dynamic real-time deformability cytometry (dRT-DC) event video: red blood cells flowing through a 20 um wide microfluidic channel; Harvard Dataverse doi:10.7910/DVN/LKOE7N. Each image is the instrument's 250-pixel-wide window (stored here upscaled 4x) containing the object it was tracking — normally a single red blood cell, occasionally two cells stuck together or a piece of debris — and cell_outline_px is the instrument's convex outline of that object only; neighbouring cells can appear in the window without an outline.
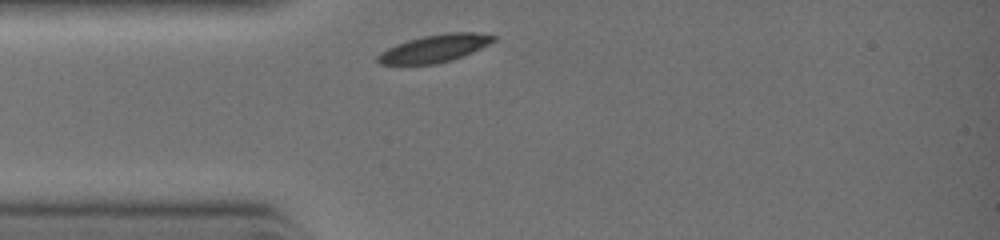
{"species": "common noctule bat (a hibernating species)", "species_latin": "Nyctalus noctula", "temperature_condition": "warm", "stored_images_in_passage": 20, "camera_frame_rate_fps": 3000, "um_per_image_px": 0.085, "animal": {"sex": "female", "body_mass_g": 19.0, "forearm_length_mm": 51.5}, "frame": {"image": 1, "passage_image": 1, "time_ms": 0.0, "image_size_px": [1000, 240], "cell_outline_px": [[496, 40], [472, 52], [436, 64], [380, 64], [376, 60], [376, 56], [380, 52], [396, 44], [408, 40], [424, 36], [448, 32], [472, 32], [496, 36]], "centroid_in_image_um": [36.9, 4.11], "position_along_channel_um": 48.1, "area_um2": 18.26}}
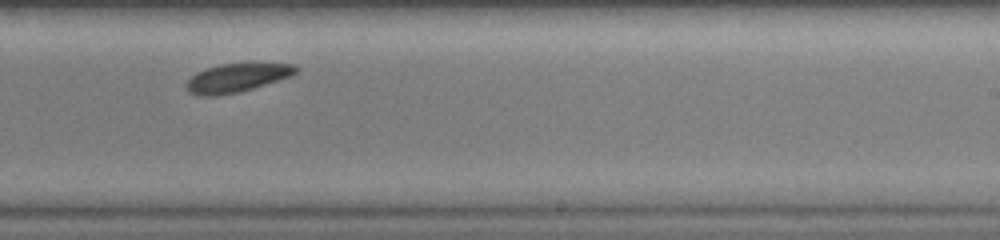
{"frame": {"image": 2, "passage_image": 13, "time_ms": 4.0, "image_size_px": [1000, 240], "cell_outline_px": [[300, 68], [292, 76], [240, 92], [212, 96], [208, 96], [192, 92], [184, 84], [196, 72], [220, 64], [292, 64]], "centroid_in_image_um": [20.16, 6.61], "position_along_channel_um": 268.8, "area_um2": 17.8}}
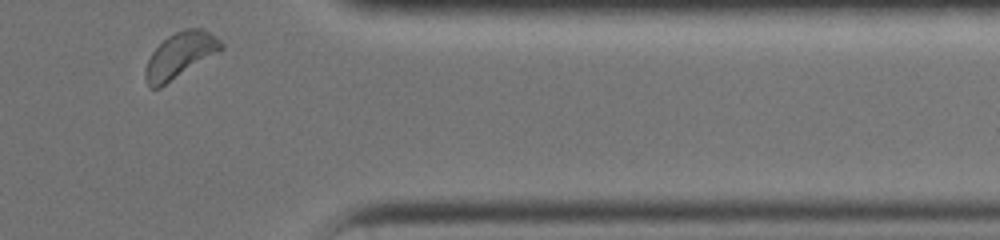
{"frame": {"image": 3, "passage_image": 20, "time_ms": 6.333, "image_size_px": [1000, 240], "cell_outline_px": [[224, 48], [160, 88], [148, 88], [144, 76], [144, 72], [148, 60], [152, 52], [168, 36], [184, 28], [204, 28], [216, 36], [224, 44]], "centroid_in_image_um": [15.3, 4.69], "position_along_channel_um": 396.1, "area_um2": 20.0}}